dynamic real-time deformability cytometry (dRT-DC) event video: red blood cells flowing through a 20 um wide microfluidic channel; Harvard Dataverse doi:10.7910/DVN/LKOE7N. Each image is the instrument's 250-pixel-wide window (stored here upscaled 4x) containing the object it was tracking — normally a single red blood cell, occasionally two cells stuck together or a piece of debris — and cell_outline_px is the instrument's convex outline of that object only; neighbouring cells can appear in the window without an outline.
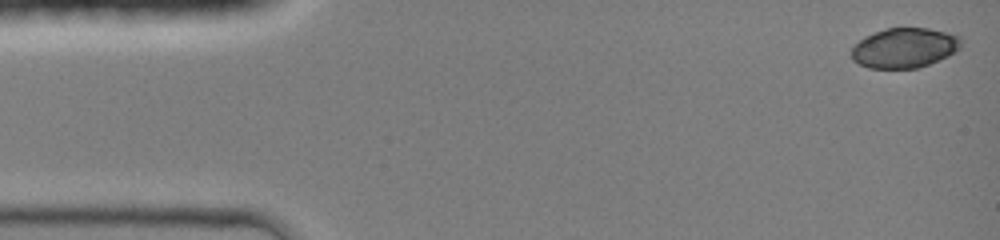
{"species": "common noctule bat (a hibernating species)", "species_latin": "Nyctalus noctula", "temperature_condition": "room temperature", "stored_images_in_passage": 43, "camera_frame_rate_fps": 3000, "um_per_image_px": 0.085, "animal": {"sex": "female", "body_mass_g": 19.0, "forearm_length_mm": 51.5}, "frame": {"image": 1, "passage_image": 1, "time_ms": 0.0, "image_size_px": [1000, 240], "cell_outline_px": [[960, 48], [948, 56], [928, 64], [916, 68], [868, 68], [852, 60], [852, 48], [864, 36], [888, 28], [928, 28], [960, 36]], "centroid_in_image_um": [76.86, 4.07], "position_along_channel_um": 8.1, "area_um2": 25.2}}
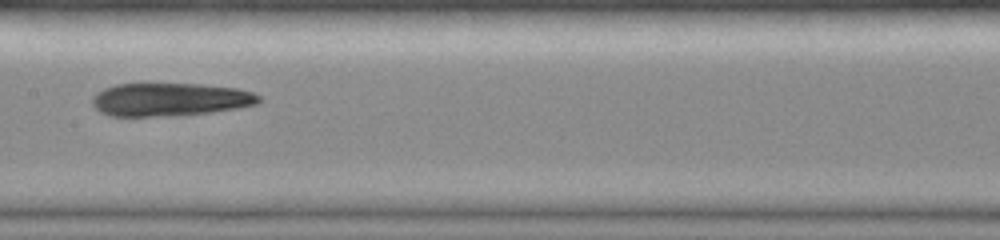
{"frame": {"image": 2, "passage_image": 22, "time_ms": 7.0, "image_size_px": [1000, 240], "cell_outline_px": [[264, 100], [256, 104], [240, 108], [180, 116], [112, 116], [100, 112], [92, 104], [92, 96], [96, 92], [104, 88], [116, 84], [200, 84], [236, 88], [252, 92], [260, 96]], "centroid_in_image_um": [14.46, 8.46], "position_along_channel_um": 192.9, "area_um2": 32.43}}
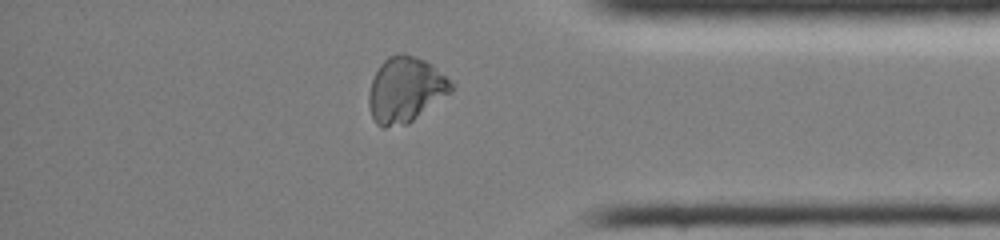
{"frame": {"image": 3, "passage_image": 37, "time_ms": 12.0, "image_size_px": [1000, 240], "cell_outline_px": [[456, 88], [452, 92], [408, 124], [384, 128], [380, 128], [376, 124], [372, 116], [368, 104], [368, 92], [372, 80], [380, 64], [388, 56], [400, 52], [404, 52], [416, 56], [432, 64]], "centroid_in_image_um": [34.44, 7.63], "position_along_channel_um": 400.8, "area_um2": 31.67}}